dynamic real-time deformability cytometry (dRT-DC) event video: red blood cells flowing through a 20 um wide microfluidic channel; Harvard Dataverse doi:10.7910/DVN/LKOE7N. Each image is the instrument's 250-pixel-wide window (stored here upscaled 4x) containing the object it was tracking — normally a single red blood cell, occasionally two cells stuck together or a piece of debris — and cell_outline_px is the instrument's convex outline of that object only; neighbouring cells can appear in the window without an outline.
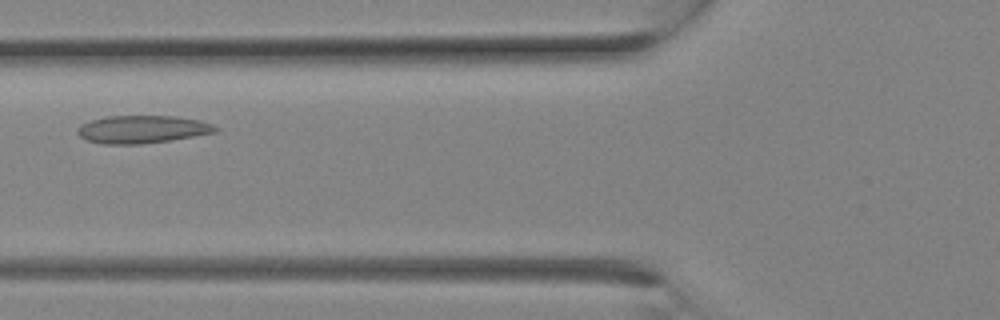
{"species": "Egyptian fruit bat (a non-hibernating species)", "species_latin": "Rousettus aegyptiacus", "temperature_condition": "room temperature", "stored_images_in_passage": 7, "camera_frame_rate_fps": 3000, "um_per_image_px": 0.085, "animal": {"sex": "female"}, "frame": {"image": 1, "passage_image": 6, "time_ms": 1.667, "image_size_px": [1000, 320], "cell_outline_px": [[220, 128], [216, 132], [168, 140], [140, 144], [104, 144], [88, 140], [80, 136], [76, 132], [76, 128], [80, 124], [92, 120], [108, 116], [176, 116], [200, 120], [212, 124]], "centroid_in_image_um": [12.08, 10.98], "position_along_channel_um": 113.7, "area_um2": 22.2}}